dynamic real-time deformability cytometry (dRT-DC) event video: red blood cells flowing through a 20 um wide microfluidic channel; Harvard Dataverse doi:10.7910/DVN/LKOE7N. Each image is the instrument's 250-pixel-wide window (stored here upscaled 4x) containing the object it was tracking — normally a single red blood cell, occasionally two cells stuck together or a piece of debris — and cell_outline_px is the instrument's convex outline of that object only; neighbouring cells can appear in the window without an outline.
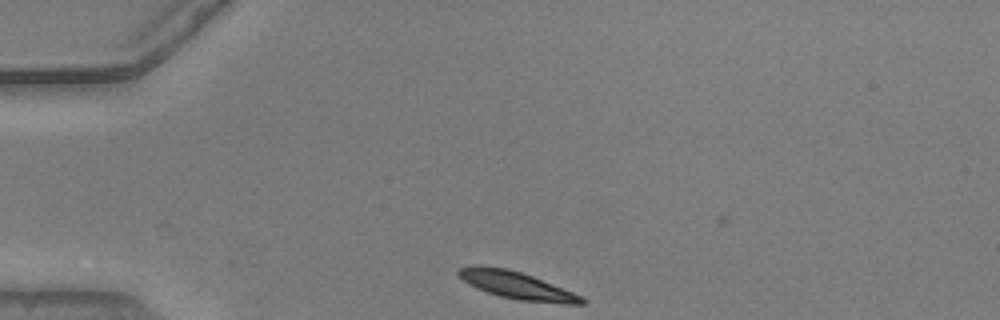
{"species": "common noctule bat (a hibernating species)", "species_latin": "Nyctalus noctula", "temperature_condition": "warm", "stored_images_in_passage": 8, "camera_frame_rate_fps": 3000, "um_per_image_px": 0.085, "animal": {"sex": "male", "body_mass_g": 20.5, "forearm_length_mm": 52.5}, "frame": {"image": 1, "passage_image": 1, "time_ms": 0.0, "image_size_px": [1000, 320], "cell_outline_px": [[588, 304], [564, 304], [516, 300], [500, 296], [476, 288], [468, 284], [456, 272], [460, 268], [472, 264], [476, 264], [508, 268], [532, 276], [572, 292], [588, 300]], "centroid_in_image_um": [43.91, 24.25], "position_along_channel_um": 41.1, "area_um2": 19.71}}